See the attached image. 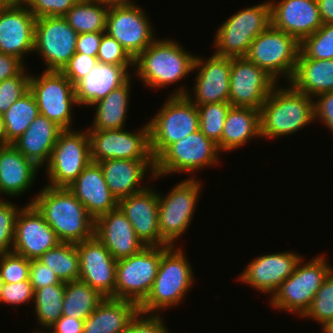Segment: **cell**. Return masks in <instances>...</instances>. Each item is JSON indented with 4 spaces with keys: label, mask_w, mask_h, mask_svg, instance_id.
<instances>
[{
    "label": "cell",
    "mask_w": 333,
    "mask_h": 333,
    "mask_svg": "<svg viewBox=\"0 0 333 333\" xmlns=\"http://www.w3.org/2000/svg\"><path fill=\"white\" fill-rule=\"evenodd\" d=\"M230 102H217L197 106L199 112V130L215 144L221 152V136Z\"/></svg>",
    "instance_id": "40"
},
{
    "label": "cell",
    "mask_w": 333,
    "mask_h": 333,
    "mask_svg": "<svg viewBox=\"0 0 333 333\" xmlns=\"http://www.w3.org/2000/svg\"><path fill=\"white\" fill-rule=\"evenodd\" d=\"M303 256L293 250L262 254L249 262L236 278L260 293L269 295L294 271Z\"/></svg>",
    "instance_id": "19"
},
{
    "label": "cell",
    "mask_w": 333,
    "mask_h": 333,
    "mask_svg": "<svg viewBox=\"0 0 333 333\" xmlns=\"http://www.w3.org/2000/svg\"><path fill=\"white\" fill-rule=\"evenodd\" d=\"M139 306L128 300L104 298L84 320L82 333H124Z\"/></svg>",
    "instance_id": "31"
},
{
    "label": "cell",
    "mask_w": 333,
    "mask_h": 333,
    "mask_svg": "<svg viewBox=\"0 0 333 333\" xmlns=\"http://www.w3.org/2000/svg\"><path fill=\"white\" fill-rule=\"evenodd\" d=\"M147 122L154 161L173 143L199 130L197 106L186 95H168Z\"/></svg>",
    "instance_id": "7"
},
{
    "label": "cell",
    "mask_w": 333,
    "mask_h": 333,
    "mask_svg": "<svg viewBox=\"0 0 333 333\" xmlns=\"http://www.w3.org/2000/svg\"><path fill=\"white\" fill-rule=\"evenodd\" d=\"M84 320L61 316L47 331L48 333H82Z\"/></svg>",
    "instance_id": "55"
},
{
    "label": "cell",
    "mask_w": 333,
    "mask_h": 333,
    "mask_svg": "<svg viewBox=\"0 0 333 333\" xmlns=\"http://www.w3.org/2000/svg\"><path fill=\"white\" fill-rule=\"evenodd\" d=\"M220 153L217 144L198 130L171 144L154 161V180L177 173H185L190 178L198 177L195 172L198 174L207 167L221 164Z\"/></svg>",
    "instance_id": "9"
},
{
    "label": "cell",
    "mask_w": 333,
    "mask_h": 333,
    "mask_svg": "<svg viewBox=\"0 0 333 333\" xmlns=\"http://www.w3.org/2000/svg\"><path fill=\"white\" fill-rule=\"evenodd\" d=\"M14 2L12 0H0V9L9 7L13 4Z\"/></svg>",
    "instance_id": "60"
},
{
    "label": "cell",
    "mask_w": 333,
    "mask_h": 333,
    "mask_svg": "<svg viewBox=\"0 0 333 333\" xmlns=\"http://www.w3.org/2000/svg\"><path fill=\"white\" fill-rule=\"evenodd\" d=\"M288 83L313 99L322 93L333 91V59L298 58Z\"/></svg>",
    "instance_id": "34"
},
{
    "label": "cell",
    "mask_w": 333,
    "mask_h": 333,
    "mask_svg": "<svg viewBox=\"0 0 333 333\" xmlns=\"http://www.w3.org/2000/svg\"><path fill=\"white\" fill-rule=\"evenodd\" d=\"M25 68L19 75L0 82V114L29 91L31 73Z\"/></svg>",
    "instance_id": "44"
},
{
    "label": "cell",
    "mask_w": 333,
    "mask_h": 333,
    "mask_svg": "<svg viewBox=\"0 0 333 333\" xmlns=\"http://www.w3.org/2000/svg\"><path fill=\"white\" fill-rule=\"evenodd\" d=\"M98 63L97 57H91L75 52L61 72L75 86Z\"/></svg>",
    "instance_id": "50"
},
{
    "label": "cell",
    "mask_w": 333,
    "mask_h": 333,
    "mask_svg": "<svg viewBox=\"0 0 333 333\" xmlns=\"http://www.w3.org/2000/svg\"><path fill=\"white\" fill-rule=\"evenodd\" d=\"M34 288L30 280H23L15 283H5L0 295V305L5 304L14 306L15 309L20 305H27L34 302Z\"/></svg>",
    "instance_id": "47"
},
{
    "label": "cell",
    "mask_w": 333,
    "mask_h": 333,
    "mask_svg": "<svg viewBox=\"0 0 333 333\" xmlns=\"http://www.w3.org/2000/svg\"><path fill=\"white\" fill-rule=\"evenodd\" d=\"M78 33L63 17H39L35 22L34 53L45 70L62 71L76 52Z\"/></svg>",
    "instance_id": "17"
},
{
    "label": "cell",
    "mask_w": 333,
    "mask_h": 333,
    "mask_svg": "<svg viewBox=\"0 0 333 333\" xmlns=\"http://www.w3.org/2000/svg\"><path fill=\"white\" fill-rule=\"evenodd\" d=\"M323 24H333V0H317Z\"/></svg>",
    "instance_id": "56"
},
{
    "label": "cell",
    "mask_w": 333,
    "mask_h": 333,
    "mask_svg": "<svg viewBox=\"0 0 333 333\" xmlns=\"http://www.w3.org/2000/svg\"><path fill=\"white\" fill-rule=\"evenodd\" d=\"M34 75L31 72L29 91L34 95L40 115L63 130L73 129V107L78 106L75 86L61 71L43 70L41 75Z\"/></svg>",
    "instance_id": "11"
},
{
    "label": "cell",
    "mask_w": 333,
    "mask_h": 333,
    "mask_svg": "<svg viewBox=\"0 0 333 333\" xmlns=\"http://www.w3.org/2000/svg\"><path fill=\"white\" fill-rule=\"evenodd\" d=\"M131 77L124 85L111 91L102 100L94 103L93 107L96 111L93 113L92 123L87 130H112L126 128L127 113L132 90Z\"/></svg>",
    "instance_id": "33"
},
{
    "label": "cell",
    "mask_w": 333,
    "mask_h": 333,
    "mask_svg": "<svg viewBox=\"0 0 333 333\" xmlns=\"http://www.w3.org/2000/svg\"><path fill=\"white\" fill-rule=\"evenodd\" d=\"M315 98L314 120L321 122L333 134V91L322 93Z\"/></svg>",
    "instance_id": "52"
},
{
    "label": "cell",
    "mask_w": 333,
    "mask_h": 333,
    "mask_svg": "<svg viewBox=\"0 0 333 333\" xmlns=\"http://www.w3.org/2000/svg\"><path fill=\"white\" fill-rule=\"evenodd\" d=\"M160 259L161 246H146L135 255L117 260L115 299L132 301L139 306L152 288Z\"/></svg>",
    "instance_id": "13"
},
{
    "label": "cell",
    "mask_w": 333,
    "mask_h": 333,
    "mask_svg": "<svg viewBox=\"0 0 333 333\" xmlns=\"http://www.w3.org/2000/svg\"><path fill=\"white\" fill-rule=\"evenodd\" d=\"M278 82L246 57L231 58L229 102L260 110Z\"/></svg>",
    "instance_id": "18"
},
{
    "label": "cell",
    "mask_w": 333,
    "mask_h": 333,
    "mask_svg": "<svg viewBox=\"0 0 333 333\" xmlns=\"http://www.w3.org/2000/svg\"><path fill=\"white\" fill-rule=\"evenodd\" d=\"M13 2H24L25 0H12Z\"/></svg>",
    "instance_id": "62"
},
{
    "label": "cell",
    "mask_w": 333,
    "mask_h": 333,
    "mask_svg": "<svg viewBox=\"0 0 333 333\" xmlns=\"http://www.w3.org/2000/svg\"><path fill=\"white\" fill-rule=\"evenodd\" d=\"M162 315L138 312L124 333H172Z\"/></svg>",
    "instance_id": "49"
},
{
    "label": "cell",
    "mask_w": 333,
    "mask_h": 333,
    "mask_svg": "<svg viewBox=\"0 0 333 333\" xmlns=\"http://www.w3.org/2000/svg\"><path fill=\"white\" fill-rule=\"evenodd\" d=\"M103 33L104 32H91L78 34L76 52L91 57H97Z\"/></svg>",
    "instance_id": "53"
},
{
    "label": "cell",
    "mask_w": 333,
    "mask_h": 333,
    "mask_svg": "<svg viewBox=\"0 0 333 333\" xmlns=\"http://www.w3.org/2000/svg\"><path fill=\"white\" fill-rule=\"evenodd\" d=\"M64 295L65 284H53L35 290L33 302L35 312L32 310V313L36 315L40 329L33 333L48 331L61 318Z\"/></svg>",
    "instance_id": "37"
},
{
    "label": "cell",
    "mask_w": 333,
    "mask_h": 333,
    "mask_svg": "<svg viewBox=\"0 0 333 333\" xmlns=\"http://www.w3.org/2000/svg\"><path fill=\"white\" fill-rule=\"evenodd\" d=\"M301 318L311 319L321 326L333 319V271L315 293L309 308Z\"/></svg>",
    "instance_id": "42"
},
{
    "label": "cell",
    "mask_w": 333,
    "mask_h": 333,
    "mask_svg": "<svg viewBox=\"0 0 333 333\" xmlns=\"http://www.w3.org/2000/svg\"><path fill=\"white\" fill-rule=\"evenodd\" d=\"M298 58L333 59V24H323L319 30L300 42Z\"/></svg>",
    "instance_id": "41"
},
{
    "label": "cell",
    "mask_w": 333,
    "mask_h": 333,
    "mask_svg": "<svg viewBox=\"0 0 333 333\" xmlns=\"http://www.w3.org/2000/svg\"><path fill=\"white\" fill-rule=\"evenodd\" d=\"M271 25L301 42L323 25L317 0H270Z\"/></svg>",
    "instance_id": "23"
},
{
    "label": "cell",
    "mask_w": 333,
    "mask_h": 333,
    "mask_svg": "<svg viewBox=\"0 0 333 333\" xmlns=\"http://www.w3.org/2000/svg\"><path fill=\"white\" fill-rule=\"evenodd\" d=\"M79 254V280L89 284L105 298H115L117 260L94 235L76 244Z\"/></svg>",
    "instance_id": "21"
},
{
    "label": "cell",
    "mask_w": 333,
    "mask_h": 333,
    "mask_svg": "<svg viewBox=\"0 0 333 333\" xmlns=\"http://www.w3.org/2000/svg\"><path fill=\"white\" fill-rule=\"evenodd\" d=\"M152 185L120 199L118 207L133 226L136 236L146 246H160L158 191Z\"/></svg>",
    "instance_id": "25"
},
{
    "label": "cell",
    "mask_w": 333,
    "mask_h": 333,
    "mask_svg": "<svg viewBox=\"0 0 333 333\" xmlns=\"http://www.w3.org/2000/svg\"><path fill=\"white\" fill-rule=\"evenodd\" d=\"M99 63L134 66V59L127 53L122 45L106 32L102 34L101 44L97 52Z\"/></svg>",
    "instance_id": "46"
},
{
    "label": "cell",
    "mask_w": 333,
    "mask_h": 333,
    "mask_svg": "<svg viewBox=\"0 0 333 333\" xmlns=\"http://www.w3.org/2000/svg\"><path fill=\"white\" fill-rule=\"evenodd\" d=\"M130 69H134V66L98 63L75 85L78 106L91 108L111 91L124 85L132 77Z\"/></svg>",
    "instance_id": "29"
},
{
    "label": "cell",
    "mask_w": 333,
    "mask_h": 333,
    "mask_svg": "<svg viewBox=\"0 0 333 333\" xmlns=\"http://www.w3.org/2000/svg\"><path fill=\"white\" fill-rule=\"evenodd\" d=\"M9 199H0V254L12 252L16 218L21 209Z\"/></svg>",
    "instance_id": "43"
},
{
    "label": "cell",
    "mask_w": 333,
    "mask_h": 333,
    "mask_svg": "<svg viewBox=\"0 0 333 333\" xmlns=\"http://www.w3.org/2000/svg\"><path fill=\"white\" fill-rule=\"evenodd\" d=\"M40 170L12 144L3 145L0 148V199L18 198L28 192Z\"/></svg>",
    "instance_id": "28"
},
{
    "label": "cell",
    "mask_w": 333,
    "mask_h": 333,
    "mask_svg": "<svg viewBox=\"0 0 333 333\" xmlns=\"http://www.w3.org/2000/svg\"><path fill=\"white\" fill-rule=\"evenodd\" d=\"M78 0H25L23 3L36 17H63Z\"/></svg>",
    "instance_id": "48"
},
{
    "label": "cell",
    "mask_w": 333,
    "mask_h": 333,
    "mask_svg": "<svg viewBox=\"0 0 333 333\" xmlns=\"http://www.w3.org/2000/svg\"><path fill=\"white\" fill-rule=\"evenodd\" d=\"M270 25V0L241 8L215 31L212 53L230 58L245 57L252 41Z\"/></svg>",
    "instance_id": "8"
},
{
    "label": "cell",
    "mask_w": 333,
    "mask_h": 333,
    "mask_svg": "<svg viewBox=\"0 0 333 333\" xmlns=\"http://www.w3.org/2000/svg\"><path fill=\"white\" fill-rule=\"evenodd\" d=\"M38 260L51 269L63 283L79 280L80 263L76 244L60 242Z\"/></svg>",
    "instance_id": "39"
},
{
    "label": "cell",
    "mask_w": 333,
    "mask_h": 333,
    "mask_svg": "<svg viewBox=\"0 0 333 333\" xmlns=\"http://www.w3.org/2000/svg\"><path fill=\"white\" fill-rule=\"evenodd\" d=\"M182 249L180 246H161L158 272L148 296L139 305V312L162 315V311L180 305L192 290L196 277L188 255Z\"/></svg>",
    "instance_id": "2"
},
{
    "label": "cell",
    "mask_w": 333,
    "mask_h": 333,
    "mask_svg": "<svg viewBox=\"0 0 333 333\" xmlns=\"http://www.w3.org/2000/svg\"><path fill=\"white\" fill-rule=\"evenodd\" d=\"M299 53L300 42L296 38L270 25L252 41L245 57L277 82L280 83L284 77L288 83L295 71Z\"/></svg>",
    "instance_id": "10"
},
{
    "label": "cell",
    "mask_w": 333,
    "mask_h": 333,
    "mask_svg": "<svg viewBox=\"0 0 333 333\" xmlns=\"http://www.w3.org/2000/svg\"><path fill=\"white\" fill-rule=\"evenodd\" d=\"M109 7L98 0H78L63 18L78 34L105 32Z\"/></svg>",
    "instance_id": "35"
},
{
    "label": "cell",
    "mask_w": 333,
    "mask_h": 333,
    "mask_svg": "<svg viewBox=\"0 0 333 333\" xmlns=\"http://www.w3.org/2000/svg\"><path fill=\"white\" fill-rule=\"evenodd\" d=\"M198 179H182L165 196L158 191L160 246H179L178 239L195 220L193 218L203 189L202 179Z\"/></svg>",
    "instance_id": "6"
},
{
    "label": "cell",
    "mask_w": 333,
    "mask_h": 333,
    "mask_svg": "<svg viewBox=\"0 0 333 333\" xmlns=\"http://www.w3.org/2000/svg\"><path fill=\"white\" fill-rule=\"evenodd\" d=\"M35 22L36 17L23 2L0 9V53L25 63L27 53H34Z\"/></svg>",
    "instance_id": "22"
},
{
    "label": "cell",
    "mask_w": 333,
    "mask_h": 333,
    "mask_svg": "<svg viewBox=\"0 0 333 333\" xmlns=\"http://www.w3.org/2000/svg\"><path fill=\"white\" fill-rule=\"evenodd\" d=\"M286 84L278 83L260 109L261 139L288 137L315 121L313 98Z\"/></svg>",
    "instance_id": "4"
},
{
    "label": "cell",
    "mask_w": 333,
    "mask_h": 333,
    "mask_svg": "<svg viewBox=\"0 0 333 333\" xmlns=\"http://www.w3.org/2000/svg\"><path fill=\"white\" fill-rule=\"evenodd\" d=\"M29 280L34 291L53 284H65L57 275L38 259L30 260Z\"/></svg>",
    "instance_id": "51"
},
{
    "label": "cell",
    "mask_w": 333,
    "mask_h": 333,
    "mask_svg": "<svg viewBox=\"0 0 333 333\" xmlns=\"http://www.w3.org/2000/svg\"><path fill=\"white\" fill-rule=\"evenodd\" d=\"M143 126V127H142ZM136 131L128 129L87 130L91 160L99 163L107 159H153L149 144L147 122Z\"/></svg>",
    "instance_id": "16"
},
{
    "label": "cell",
    "mask_w": 333,
    "mask_h": 333,
    "mask_svg": "<svg viewBox=\"0 0 333 333\" xmlns=\"http://www.w3.org/2000/svg\"><path fill=\"white\" fill-rule=\"evenodd\" d=\"M98 1L108 5L136 4V1L133 0H98Z\"/></svg>",
    "instance_id": "57"
},
{
    "label": "cell",
    "mask_w": 333,
    "mask_h": 333,
    "mask_svg": "<svg viewBox=\"0 0 333 333\" xmlns=\"http://www.w3.org/2000/svg\"><path fill=\"white\" fill-rule=\"evenodd\" d=\"M325 256L317 254L307 262L303 256L295 271L268 297L270 306L300 318L309 308L324 280L333 271L331 262Z\"/></svg>",
    "instance_id": "5"
},
{
    "label": "cell",
    "mask_w": 333,
    "mask_h": 333,
    "mask_svg": "<svg viewBox=\"0 0 333 333\" xmlns=\"http://www.w3.org/2000/svg\"><path fill=\"white\" fill-rule=\"evenodd\" d=\"M193 72H196L194 87L191 89L193 91L181 84L168 95H186L196 106L229 102L230 57L213 53L204 59V56L196 55Z\"/></svg>",
    "instance_id": "14"
},
{
    "label": "cell",
    "mask_w": 333,
    "mask_h": 333,
    "mask_svg": "<svg viewBox=\"0 0 333 333\" xmlns=\"http://www.w3.org/2000/svg\"><path fill=\"white\" fill-rule=\"evenodd\" d=\"M60 243L55 231L33 204H24L17 214L12 252L38 259Z\"/></svg>",
    "instance_id": "20"
},
{
    "label": "cell",
    "mask_w": 333,
    "mask_h": 333,
    "mask_svg": "<svg viewBox=\"0 0 333 333\" xmlns=\"http://www.w3.org/2000/svg\"><path fill=\"white\" fill-rule=\"evenodd\" d=\"M29 272V259L14 252L0 254V273L5 283L29 280Z\"/></svg>",
    "instance_id": "45"
},
{
    "label": "cell",
    "mask_w": 333,
    "mask_h": 333,
    "mask_svg": "<svg viewBox=\"0 0 333 333\" xmlns=\"http://www.w3.org/2000/svg\"><path fill=\"white\" fill-rule=\"evenodd\" d=\"M319 327H321L322 333H333V319Z\"/></svg>",
    "instance_id": "59"
},
{
    "label": "cell",
    "mask_w": 333,
    "mask_h": 333,
    "mask_svg": "<svg viewBox=\"0 0 333 333\" xmlns=\"http://www.w3.org/2000/svg\"><path fill=\"white\" fill-rule=\"evenodd\" d=\"M256 138H261L260 110L231 106L221 136V154L239 150Z\"/></svg>",
    "instance_id": "32"
},
{
    "label": "cell",
    "mask_w": 333,
    "mask_h": 333,
    "mask_svg": "<svg viewBox=\"0 0 333 333\" xmlns=\"http://www.w3.org/2000/svg\"><path fill=\"white\" fill-rule=\"evenodd\" d=\"M146 10L136 4L110 5L105 32L135 59L157 37Z\"/></svg>",
    "instance_id": "15"
},
{
    "label": "cell",
    "mask_w": 333,
    "mask_h": 333,
    "mask_svg": "<svg viewBox=\"0 0 333 333\" xmlns=\"http://www.w3.org/2000/svg\"><path fill=\"white\" fill-rule=\"evenodd\" d=\"M39 114L36 100L30 91L16 100L2 114L5 124L6 145L12 144L19 138Z\"/></svg>",
    "instance_id": "38"
},
{
    "label": "cell",
    "mask_w": 333,
    "mask_h": 333,
    "mask_svg": "<svg viewBox=\"0 0 333 333\" xmlns=\"http://www.w3.org/2000/svg\"><path fill=\"white\" fill-rule=\"evenodd\" d=\"M0 143L6 145L5 124L2 114H0Z\"/></svg>",
    "instance_id": "58"
},
{
    "label": "cell",
    "mask_w": 333,
    "mask_h": 333,
    "mask_svg": "<svg viewBox=\"0 0 333 333\" xmlns=\"http://www.w3.org/2000/svg\"><path fill=\"white\" fill-rule=\"evenodd\" d=\"M3 284H4V281H3V278L0 273V295H1L2 288H3Z\"/></svg>",
    "instance_id": "61"
},
{
    "label": "cell",
    "mask_w": 333,
    "mask_h": 333,
    "mask_svg": "<svg viewBox=\"0 0 333 333\" xmlns=\"http://www.w3.org/2000/svg\"><path fill=\"white\" fill-rule=\"evenodd\" d=\"M87 129H65L58 135L49 162L45 166L51 187H68L91 162Z\"/></svg>",
    "instance_id": "12"
},
{
    "label": "cell",
    "mask_w": 333,
    "mask_h": 333,
    "mask_svg": "<svg viewBox=\"0 0 333 333\" xmlns=\"http://www.w3.org/2000/svg\"><path fill=\"white\" fill-rule=\"evenodd\" d=\"M33 204L55 231L60 242L77 244L94 236L95 220L68 187L44 185Z\"/></svg>",
    "instance_id": "1"
},
{
    "label": "cell",
    "mask_w": 333,
    "mask_h": 333,
    "mask_svg": "<svg viewBox=\"0 0 333 333\" xmlns=\"http://www.w3.org/2000/svg\"><path fill=\"white\" fill-rule=\"evenodd\" d=\"M98 291L80 280L65 283L62 316L85 320L104 300Z\"/></svg>",
    "instance_id": "36"
},
{
    "label": "cell",
    "mask_w": 333,
    "mask_h": 333,
    "mask_svg": "<svg viewBox=\"0 0 333 333\" xmlns=\"http://www.w3.org/2000/svg\"><path fill=\"white\" fill-rule=\"evenodd\" d=\"M68 189L94 220L118 207V201L110 192L99 163L91 161Z\"/></svg>",
    "instance_id": "27"
},
{
    "label": "cell",
    "mask_w": 333,
    "mask_h": 333,
    "mask_svg": "<svg viewBox=\"0 0 333 333\" xmlns=\"http://www.w3.org/2000/svg\"><path fill=\"white\" fill-rule=\"evenodd\" d=\"M28 66L16 56L0 53V82L19 75Z\"/></svg>",
    "instance_id": "54"
},
{
    "label": "cell",
    "mask_w": 333,
    "mask_h": 333,
    "mask_svg": "<svg viewBox=\"0 0 333 333\" xmlns=\"http://www.w3.org/2000/svg\"><path fill=\"white\" fill-rule=\"evenodd\" d=\"M178 42L172 38H156L134 59L132 73L143 86L164 90L192 75L196 54Z\"/></svg>",
    "instance_id": "3"
},
{
    "label": "cell",
    "mask_w": 333,
    "mask_h": 333,
    "mask_svg": "<svg viewBox=\"0 0 333 333\" xmlns=\"http://www.w3.org/2000/svg\"><path fill=\"white\" fill-rule=\"evenodd\" d=\"M99 164L105 182L117 201L145 190L148 187L143 182L145 178L148 176L150 180L147 183H150L155 177L154 159H107Z\"/></svg>",
    "instance_id": "24"
},
{
    "label": "cell",
    "mask_w": 333,
    "mask_h": 333,
    "mask_svg": "<svg viewBox=\"0 0 333 333\" xmlns=\"http://www.w3.org/2000/svg\"><path fill=\"white\" fill-rule=\"evenodd\" d=\"M63 129L46 116L38 115L12 145L40 169L50 160L58 135Z\"/></svg>",
    "instance_id": "30"
},
{
    "label": "cell",
    "mask_w": 333,
    "mask_h": 333,
    "mask_svg": "<svg viewBox=\"0 0 333 333\" xmlns=\"http://www.w3.org/2000/svg\"><path fill=\"white\" fill-rule=\"evenodd\" d=\"M94 235L116 260L135 255L146 247L119 207L95 220Z\"/></svg>",
    "instance_id": "26"
}]
</instances>
